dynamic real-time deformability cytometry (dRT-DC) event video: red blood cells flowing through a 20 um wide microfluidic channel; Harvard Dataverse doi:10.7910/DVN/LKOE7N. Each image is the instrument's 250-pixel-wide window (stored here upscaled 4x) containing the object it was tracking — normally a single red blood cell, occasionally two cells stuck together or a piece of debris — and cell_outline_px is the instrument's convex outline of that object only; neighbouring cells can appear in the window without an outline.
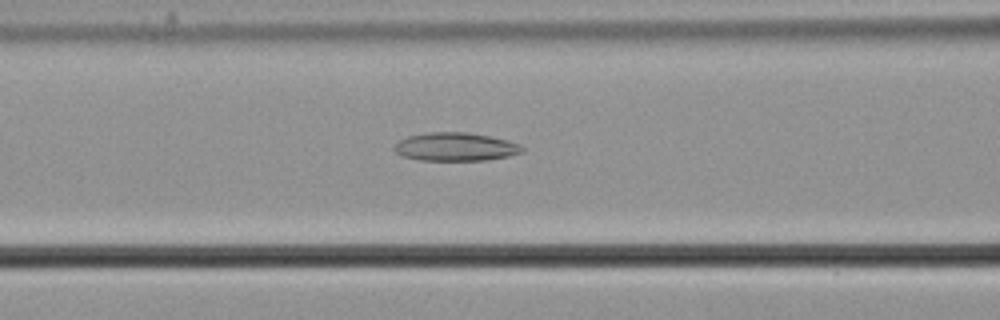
{"species": "common noctule bat (a hibernating species)", "species_latin": "Nyctalus noctula", "temperature_condition": "cold", "stored_images_in_passage": 54, "camera_frame_rate_fps": 3000, "um_per_image_px": 0.085, "animal": {"sex": "male", "body_mass_g": 21.5, "forearm_length_mm": 52.0}, "frame": {"image": 1, "passage_image": 22, "time_ms": 7.0, "image_size_px": [1000, 320], "cell_outline_px": [[524, 152], [508, 156], [488, 160], [420, 160], [400, 156], [392, 148], [400, 140], [408, 136], [428, 132], [468, 132], [508, 140], [520, 144], [524, 148]], "centroid_in_image_um": [38.72, 12.48], "position_along_channel_um": 127.9, "area_um2": 21.21}}
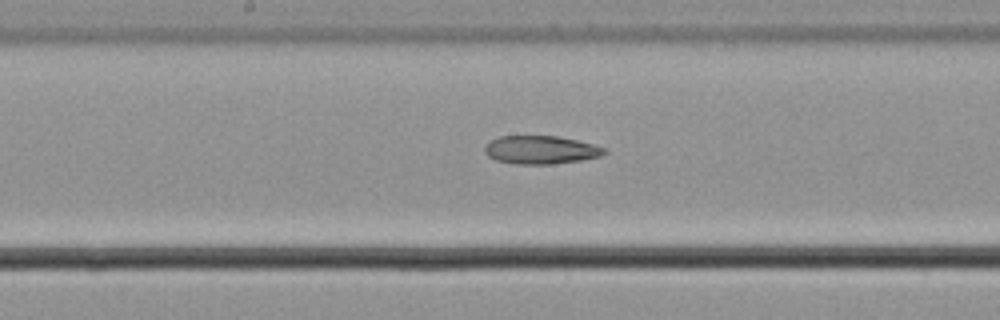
{"frame": {"image": 2, "passage_image": 28, "time_ms": 9.0, "image_size_px": [1000, 320], "cell_outline_px": [[608, 152], [600, 156], [580, 160], [552, 164], [516, 164], [496, 160], [488, 156], [484, 152], [484, 148], [492, 140], [500, 136], [556, 136], [576, 140], [592, 144], [604, 148]], "centroid_in_image_um": [45.95, 12.74], "position_along_channel_um": 202.2, "area_um2": 19.48}}
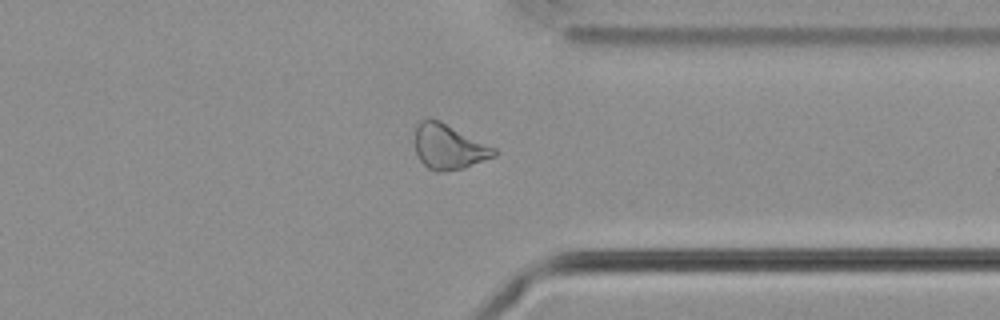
{"frame": {"image": 3, "passage_image": 42, "time_ms": 13.667, "image_size_px": [1000, 320], "cell_outline_px": [[496, 156], [464, 168], [444, 172], [436, 172], [428, 168], [420, 160], [416, 152], [416, 124], [420, 120], [428, 116], [440, 120], [496, 148]], "centroid_in_image_um": [38.14, 12.46], "position_along_channel_um": 373.3, "area_um2": 20.98}}